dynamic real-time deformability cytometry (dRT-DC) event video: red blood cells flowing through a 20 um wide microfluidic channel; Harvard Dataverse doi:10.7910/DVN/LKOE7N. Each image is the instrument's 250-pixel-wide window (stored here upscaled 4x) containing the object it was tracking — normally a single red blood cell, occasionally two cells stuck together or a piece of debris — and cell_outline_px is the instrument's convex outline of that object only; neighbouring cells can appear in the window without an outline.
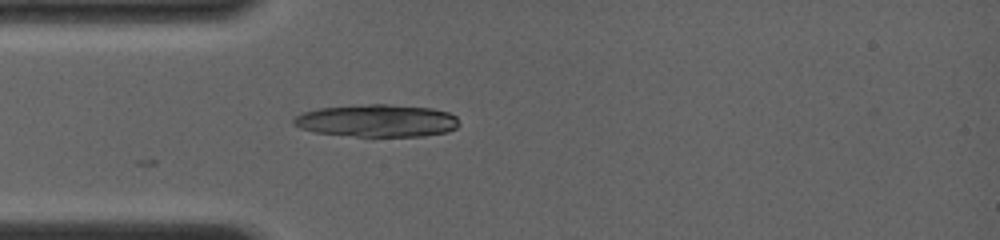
{"species": "common noctule bat (a hibernating species)", "species_latin": "Nyctalus noctula", "temperature_condition": "room temperature", "stored_images_in_passage": 18, "camera_frame_rate_fps": 4000, "um_per_image_px": 0.085, "animal": {"sex": "female", "body_mass_g": 19.0, "forearm_length_mm": 56.7}, "frame": {"image": 1, "passage_image": 1, "time_ms": 0.0, "image_size_px": [1000, 240], "cell_outline_px": [[460, 124], [456, 128], [448, 132], [424, 136], [356, 136], [316, 132], [300, 128], [292, 124], [292, 120], [300, 112], [320, 108], [368, 104], [388, 104], [432, 108], [448, 112], [456, 116]], "centroid_in_image_um": [32.06, 10.25], "position_along_channel_um": 52.9, "area_um2": 31.39}}